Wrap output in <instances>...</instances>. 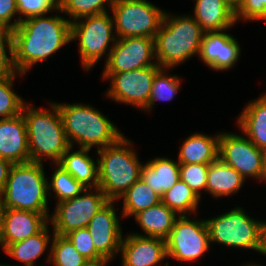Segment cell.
I'll return each instance as SVG.
<instances>
[{"mask_svg": "<svg viewBox=\"0 0 266 266\" xmlns=\"http://www.w3.org/2000/svg\"><path fill=\"white\" fill-rule=\"evenodd\" d=\"M18 19L19 24L13 30V59L20 74L71 41V21L62 17Z\"/></svg>", "mask_w": 266, "mask_h": 266, "instance_id": "obj_1", "label": "cell"}, {"mask_svg": "<svg viewBox=\"0 0 266 266\" xmlns=\"http://www.w3.org/2000/svg\"><path fill=\"white\" fill-rule=\"evenodd\" d=\"M204 31L193 17L170 18L165 13L154 37L160 67H172L200 53Z\"/></svg>", "mask_w": 266, "mask_h": 266, "instance_id": "obj_2", "label": "cell"}, {"mask_svg": "<svg viewBox=\"0 0 266 266\" xmlns=\"http://www.w3.org/2000/svg\"><path fill=\"white\" fill-rule=\"evenodd\" d=\"M47 193L42 163L29 161L13 164L0 197L5 209L47 213Z\"/></svg>", "mask_w": 266, "mask_h": 266, "instance_id": "obj_3", "label": "cell"}, {"mask_svg": "<svg viewBox=\"0 0 266 266\" xmlns=\"http://www.w3.org/2000/svg\"><path fill=\"white\" fill-rule=\"evenodd\" d=\"M52 109L53 112L39 111L27 105L23 106L30 162L42 163L41 158L45 155L58 164L70 147L57 105L52 103Z\"/></svg>", "mask_w": 266, "mask_h": 266, "instance_id": "obj_4", "label": "cell"}, {"mask_svg": "<svg viewBox=\"0 0 266 266\" xmlns=\"http://www.w3.org/2000/svg\"><path fill=\"white\" fill-rule=\"evenodd\" d=\"M130 142L122 136L116 143L98 149V187L110 201L120 198L141 178L142 165L136 154L125 145Z\"/></svg>", "mask_w": 266, "mask_h": 266, "instance_id": "obj_5", "label": "cell"}, {"mask_svg": "<svg viewBox=\"0 0 266 266\" xmlns=\"http://www.w3.org/2000/svg\"><path fill=\"white\" fill-rule=\"evenodd\" d=\"M63 122L66 138L72 147V139L81 148H100L116 143L123 135L98 110L89 105L56 104Z\"/></svg>", "mask_w": 266, "mask_h": 266, "instance_id": "obj_6", "label": "cell"}, {"mask_svg": "<svg viewBox=\"0 0 266 266\" xmlns=\"http://www.w3.org/2000/svg\"><path fill=\"white\" fill-rule=\"evenodd\" d=\"M205 221L210 242L216 241L226 246L249 248L266 254L263 222L249 218L241 208Z\"/></svg>", "mask_w": 266, "mask_h": 266, "instance_id": "obj_7", "label": "cell"}, {"mask_svg": "<svg viewBox=\"0 0 266 266\" xmlns=\"http://www.w3.org/2000/svg\"><path fill=\"white\" fill-rule=\"evenodd\" d=\"M111 8L118 38H154L165 14L146 0H113Z\"/></svg>", "mask_w": 266, "mask_h": 266, "instance_id": "obj_8", "label": "cell"}, {"mask_svg": "<svg viewBox=\"0 0 266 266\" xmlns=\"http://www.w3.org/2000/svg\"><path fill=\"white\" fill-rule=\"evenodd\" d=\"M85 22H71V40L80 39V55L85 69H90L106 52L108 44L116 40L113 37V20L106 13L91 15Z\"/></svg>", "mask_w": 266, "mask_h": 266, "instance_id": "obj_9", "label": "cell"}, {"mask_svg": "<svg viewBox=\"0 0 266 266\" xmlns=\"http://www.w3.org/2000/svg\"><path fill=\"white\" fill-rule=\"evenodd\" d=\"M96 190L97 194H89V188H86L83 196L78 195L58 203L51 218L54 234L66 235L88 226L95 214L110 201L99 187Z\"/></svg>", "mask_w": 266, "mask_h": 266, "instance_id": "obj_10", "label": "cell"}, {"mask_svg": "<svg viewBox=\"0 0 266 266\" xmlns=\"http://www.w3.org/2000/svg\"><path fill=\"white\" fill-rule=\"evenodd\" d=\"M210 238L206 221L188 220L179 216L166 239L167 256L180 261L199 258L209 248Z\"/></svg>", "mask_w": 266, "mask_h": 266, "instance_id": "obj_11", "label": "cell"}, {"mask_svg": "<svg viewBox=\"0 0 266 266\" xmlns=\"http://www.w3.org/2000/svg\"><path fill=\"white\" fill-rule=\"evenodd\" d=\"M161 69L159 65H154L129 72L104 73V78L112 80L107 95L118 102L145 109L151 96L154 77Z\"/></svg>", "mask_w": 266, "mask_h": 266, "instance_id": "obj_12", "label": "cell"}, {"mask_svg": "<svg viewBox=\"0 0 266 266\" xmlns=\"http://www.w3.org/2000/svg\"><path fill=\"white\" fill-rule=\"evenodd\" d=\"M218 158L244 178L252 176L264 179L263 150L247 138L228 133L220 134Z\"/></svg>", "mask_w": 266, "mask_h": 266, "instance_id": "obj_13", "label": "cell"}, {"mask_svg": "<svg viewBox=\"0 0 266 266\" xmlns=\"http://www.w3.org/2000/svg\"><path fill=\"white\" fill-rule=\"evenodd\" d=\"M154 56V38L141 36L119 38L109 51L104 73L129 72L158 65L149 61Z\"/></svg>", "mask_w": 266, "mask_h": 266, "instance_id": "obj_14", "label": "cell"}, {"mask_svg": "<svg viewBox=\"0 0 266 266\" xmlns=\"http://www.w3.org/2000/svg\"><path fill=\"white\" fill-rule=\"evenodd\" d=\"M109 201L89 222L87 228L93 239L96 251L108 262L120 251L122 238L119 220Z\"/></svg>", "mask_w": 266, "mask_h": 266, "instance_id": "obj_15", "label": "cell"}, {"mask_svg": "<svg viewBox=\"0 0 266 266\" xmlns=\"http://www.w3.org/2000/svg\"><path fill=\"white\" fill-rule=\"evenodd\" d=\"M48 222V213L5 209L0 243L5 249L9 244L23 241L39 233Z\"/></svg>", "mask_w": 266, "mask_h": 266, "instance_id": "obj_16", "label": "cell"}, {"mask_svg": "<svg viewBox=\"0 0 266 266\" xmlns=\"http://www.w3.org/2000/svg\"><path fill=\"white\" fill-rule=\"evenodd\" d=\"M122 266H157L167 257L166 240L143 235H129L122 240Z\"/></svg>", "mask_w": 266, "mask_h": 266, "instance_id": "obj_17", "label": "cell"}, {"mask_svg": "<svg viewBox=\"0 0 266 266\" xmlns=\"http://www.w3.org/2000/svg\"><path fill=\"white\" fill-rule=\"evenodd\" d=\"M0 158L13 164L30 161L27 127L22 113L0 119Z\"/></svg>", "mask_w": 266, "mask_h": 266, "instance_id": "obj_18", "label": "cell"}, {"mask_svg": "<svg viewBox=\"0 0 266 266\" xmlns=\"http://www.w3.org/2000/svg\"><path fill=\"white\" fill-rule=\"evenodd\" d=\"M239 54V44L229 34L221 31L204 32L199 56L212 69H229Z\"/></svg>", "mask_w": 266, "mask_h": 266, "instance_id": "obj_19", "label": "cell"}, {"mask_svg": "<svg viewBox=\"0 0 266 266\" xmlns=\"http://www.w3.org/2000/svg\"><path fill=\"white\" fill-rule=\"evenodd\" d=\"M194 19L204 32L223 31L236 23L234 10L225 0H197Z\"/></svg>", "mask_w": 266, "mask_h": 266, "instance_id": "obj_20", "label": "cell"}, {"mask_svg": "<svg viewBox=\"0 0 266 266\" xmlns=\"http://www.w3.org/2000/svg\"><path fill=\"white\" fill-rule=\"evenodd\" d=\"M141 179L162 197L180 180V164L167 158H156L142 167Z\"/></svg>", "mask_w": 266, "mask_h": 266, "instance_id": "obj_21", "label": "cell"}, {"mask_svg": "<svg viewBox=\"0 0 266 266\" xmlns=\"http://www.w3.org/2000/svg\"><path fill=\"white\" fill-rule=\"evenodd\" d=\"M148 237L166 240L177 220L176 212L162 202L134 215Z\"/></svg>", "mask_w": 266, "mask_h": 266, "instance_id": "obj_22", "label": "cell"}, {"mask_svg": "<svg viewBox=\"0 0 266 266\" xmlns=\"http://www.w3.org/2000/svg\"><path fill=\"white\" fill-rule=\"evenodd\" d=\"M215 138L197 133L188 137L181 147L179 164H211L214 162L219 154V135Z\"/></svg>", "mask_w": 266, "mask_h": 266, "instance_id": "obj_23", "label": "cell"}, {"mask_svg": "<svg viewBox=\"0 0 266 266\" xmlns=\"http://www.w3.org/2000/svg\"><path fill=\"white\" fill-rule=\"evenodd\" d=\"M238 123L257 148L266 150V94L248 104Z\"/></svg>", "mask_w": 266, "mask_h": 266, "instance_id": "obj_24", "label": "cell"}, {"mask_svg": "<svg viewBox=\"0 0 266 266\" xmlns=\"http://www.w3.org/2000/svg\"><path fill=\"white\" fill-rule=\"evenodd\" d=\"M70 149L71 146L67 149L58 164L86 188L92 189V186L95 188L98 187V159L96 167L95 162L91 157L88 156L90 149L81 148L79 151L69 154ZM91 180L93 182L88 184V182H91Z\"/></svg>", "mask_w": 266, "mask_h": 266, "instance_id": "obj_25", "label": "cell"}, {"mask_svg": "<svg viewBox=\"0 0 266 266\" xmlns=\"http://www.w3.org/2000/svg\"><path fill=\"white\" fill-rule=\"evenodd\" d=\"M244 179L233 167L217 158L209 165L206 190L216 197L230 195L240 189Z\"/></svg>", "mask_w": 266, "mask_h": 266, "instance_id": "obj_26", "label": "cell"}, {"mask_svg": "<svg viewBox=\"0 0 266 266\" xmlns=\"http://www.w3.org/2000/svg\"><path fill=\"white\" fill-rule=\"evenodd\" d=\"M48 241L46 225L39 233L23 241L9 244L4 250L11 257L25 263L26 266H33V262L45 251Z\"/></svg>", "mask_w": 266, "mask_h": 266, "instance_id": "obj_27", "label": "cell"}, {"mask_svg": "<svg viewBox=\"0 0 266 266\" xmlns=\"http://www.w3.org/2000/svg\"><path fill=\"white\" fill-rule=\"evenodd\" d=\"M124 197L123 215H135L161 202L159 196L140 178L122 196Z\"/></svg>", "mask_w": 266, "mask_h": 266, "instance_id": "obj_28", "label": "cell"}, {"mask_svg": "<svg viewBox=\"0 0 266 266\" xmlns=\"http://www.w3.org/2000/svg\"><path fill=\"white\" fill-rule=\"evenodd\" d=\"M200 196H198L183 180H179L171 189L166 191L161 202L180 216L187 211H195Z\"/></svg>", "mask_w": 266, "mask_h": 266, "instance_id": "obj_29", "label": "cell"}, {"mask_svg": "<svg viewBox=\"0 0 266 266\" xmlns=\"http://www.w3.org/2000/svg\"><path fill=\"white\" fill-rule=\"evenodd\" d=\"M51 256L48 261L53 260L55 266H85L89 263L74 247L73 243L65 236L53 234Z\"/></svg>", "mask_w": 266, "mask_h": 266, "instance_id": "obj_30", "label": "cell"}, {"mask_svg": "<svg viewBox=\"0 0 266 266\" xmlns=\"http://www.w3.org/2000/svg\"><path fill=\"white\" fill-rule=\"evenodd\" d=\"M51 188L57 194L56 197H58V203L64 200L72 199L86 189L85 186L78 182L59 164L57 170L52 176L51 183H48V189L50 190Z\"/></svg>", "mask_w": 266, "mask_h": 266, "instance_id": "obj_31", "label": "cell"}, {"mask_svg": "<svg viewBox=\"0 0 266 266\" xmlns=\"http://www.w3.org/2000/svg\"><path fill=\"white\" fill-rule=\"evenodd\" d=\"M15 74L0 75V116L11 118L22 113L26 104L11 89Z\"/></svg>", "mask_w": 266, "mask_h": 266, "instance_id": "obj_32", "label": "cell"}, {"mask_svg": "<svg viewBox=\"0 0 266 266\" xmlns=\"http://www.w3.org/2000/svg\"><path fill=\"white\" fill-rule=\"evenodd\" d=\"M113 3V0H60V10L68 13L73 20L91 15L106 13L105 2Z\"/></svg>", "mask_w": 266, "mask_h": 266, "instance_id": "obj_33", "label": "cell"}, {"mask_svg": "<svg viewBox=\"0 0 266 266\" xmlns=\"http://www.w3.org/2000/svg\"><path fill=\"white\" fill-rule=\"evenodd\" d=\"M65 236L73 243L76 250L89 262L107 263L96 251L92 236L87 227L70 231Z\"/></svg>", "mask_w": 266, "mask_h": 266, "instance_id": "obj_34", "label": "cell"}, {"mask_svg": "<svg viewBox=\"0 0 266 266\" xmlns=\"http://www.w3.org/2000/svg\"><path fill=\"white\" fill-rule=\"evenodd\" d=\"M161 69L154 77L152 83L151 96L149 98L146 109L148 110L155 100H171L175 93L179 90L180 80L177 76H165Z\"/></svg>", "mask_w": 266, "mask_h": 266, "instance_id": "obj_35", "label": "cell"}, {"mask_svg": "<svg viewBox=\"0 0 266 266\" xmlns=\"http://www.w3.org/2000/svg\"><path fill=\"white\" fill-rule=\"evenodd\" d=\"M210 164H180V179L198 196L201 189H206L207 174Z\"/></svg>", "mask_w": 266, "mask_h": 266, "instance_id": "obj_36", "label": "cell"}, {"mask_svg": "<svg viewBox=\"0 0 266 266\" xmlns=\"http://www.w3.org/2000/svg\"><path fill=\"white\" fill-rule=\"evenodd\" d=\"M16 5L25 19L43 16L54 8L60 10V0H16Z\"/></svg>", "mask_w": 266, "mask_h": 266, "instance_id": "obj_37", "label": "cell"}, {"mask_svg": "<svg viewBox=\"0 0 266 266\" xmlns=\"http://www.w3.org/2000/svg\"><path fill=\"white\" fill-rule=\"evenodd\" d=\"M5 45H8V49L11 55L9 59L6 51ZM15 65L13 59V30L0 26V75H10L15 74Z\"/></svg>", "mask_w": 266, "mask_h": 266, "instance_id": "obj_38", "label": "cell"}, {"mask_svg": "<svg viewBox=\"0 0 266 266\" xmlns=\"http://www.w3.org/2000/svg\"><path fill=\"white\" fill-rule=\"evenodd\" d=\"M233 10L236 21L239 17L245 20H266V0H240Z\"/></svg>", "mask_w": 266, "mask_h": 266, "instance_id": "obj_39", "label": "cell"}, {"mask_svg": "<svg viewBox=\"0 0 266 266\" xmlns=\"http://www.w3.org/2000/svg\"><path fill=\"white\" fill-rule=\"evenodd\" d=\"M18 13L16 0H0V26L14 30L19 20L10 24V20Z\"/></svg>", "mask_w": 266, "mask_h": 266, "instance_id": "obj_40", "label": "cell"}, {"mask_svg": "<svg viewBox=\"0 0 266 266\" xmlns=\"http://www.w3.org/2000/svg\"><path fill=\"white\" fill-rule=\"evenodd\" d=\"M13 163L4 158H0V193L3 191Z\"/></svg>", "mask_w": 266, "mask_h": 266, "instance_id": "obj_41", "label": "cell"}, {"mask_svg": "<svg viewBox=\"0 0 266 266\" xmlns=\"http://www.w3.org/2000/svg\"><path fill=\"white\" fill-rule=\"evenodd\" d=\"M4 211H5V208L3 206V203L0 197V239H1V233H2Z\"/></svg>", "mask_w": 266, "mask_h": 266, "instance_id": "obj_42", "label": "cell"}, {"mask_svg": "<svg viewBox=\"0 0 266 266\" xmlns=\"http://www.w3.org/2000/svg\"><path fill=\"white\" fill-rule=\"evenodd\" d=\"M228 5H230L233 9L238 5L240 0H225Z\"/></svg>", "mask_w": 266, "mask_h": 266, "instance_id": "obj_43", "label": "cell"}, {"mask_svg": "<svg viewBox=\"0 0 266 266\" xmlns=\"http://www.w3.org/2000/svg\"><path fill=\"white\" fill-rule=\"evenodd\" d=\"M263 160H264V180L266 179V150L263 151Z\"/></svg>", "mask_w": 266, "mask_h": 266, "instance_id": "obj_44", "label": "cell"}, {"mask_svg": "<svg viewBox=\"0 0 266 266\" xmlns=\"http://www.w3.org/2000/svg\"><path fill=\"white\" fill-rule=\"evenodd\" d=\"M106 263H98V262H89L85 266H105Z\"/></svg>", "mask_w": 266, "mask_h": 266, "instance_id": "obj_45", "label": "cell"}, {"mask_svg": "<svg viewBox=\"0 0 266 266\" xmlns=\"http://www.w3.org/2000/svg\"><path fill=\"white\" fill-rule=\"evenodd\" d=\"M263 226H264V233L266 235V222H263Z\"/></svg>", "mask_w": 266, "mask_h": 266, "instance_id": "obj_46", "label": "cell"}]
</instances>
